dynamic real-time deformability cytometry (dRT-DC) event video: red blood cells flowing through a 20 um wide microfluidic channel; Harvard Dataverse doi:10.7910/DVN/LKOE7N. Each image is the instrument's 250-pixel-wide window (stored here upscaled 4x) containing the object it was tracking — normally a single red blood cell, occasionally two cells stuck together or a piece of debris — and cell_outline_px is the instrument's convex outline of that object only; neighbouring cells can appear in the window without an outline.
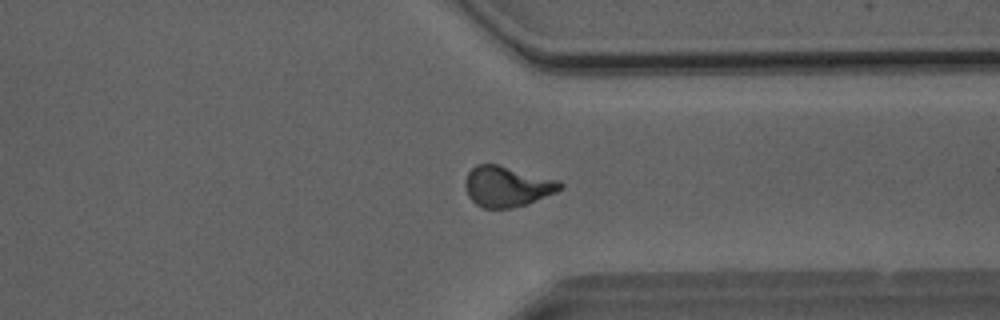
{"species": "Egyptian fruit bat (a non-hibernating species)", "species_latin": "Rousettus aegyptiacus", "temperature_condition": "room temperature", "stored_images_in_passage": 45, "camera_frame_rate_fps": 3000, "um_per_image_px": 0.085, "animal": {"sex": "male"}, "frame": {"image": 1, "passage_image": 32, "time_ms": 10.333, "image_size_px": [1000, 320], "cell_outline_px": [[564, 188], [556, 192], [528, 204], [512, 208], [484, 208], [476, 204], [468, 196], [464, 184], [464, 180], [468, 172], [476, 164], [496, 164], [560, 180], [564, 184]], "centroid_in_image_um": [43.11, 15.85], "position_along_channel_um": 368.3, "area_um2": 22.6}}
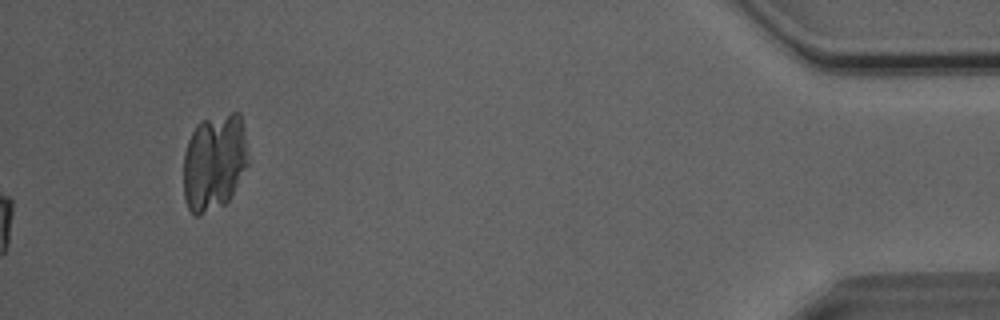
{"frame": {"image": 2, "passage_image": 45, "time_ms": 14.667, "image_size_px": [1000, 320], "cell_outline_px": [[248, 164], [228, 200], [224, 204], [200, 216], [196, 216], [188, 208], [184, 200], [184, 152], [188, 140], [196, 124], [200, 120], [232, 112], [240, 112], [244, 128], [248, 160]], "centroid_in_image_um": [18.2, 13.77], "position_along_channel_um": 417.0, "area_um2": 36.65}, "authors_computed_cell_mechanics": {"area_um2": 22.1374, "velocity_mm_per_s": 4.0649, "shape_relaxation_time_tau1_ms": 4.9217, "shape_relaxation_time_tau2_ms": 1.68, "deformation_change_tau1": 0.1682, "deformation_change_tau2": 0.0761}}